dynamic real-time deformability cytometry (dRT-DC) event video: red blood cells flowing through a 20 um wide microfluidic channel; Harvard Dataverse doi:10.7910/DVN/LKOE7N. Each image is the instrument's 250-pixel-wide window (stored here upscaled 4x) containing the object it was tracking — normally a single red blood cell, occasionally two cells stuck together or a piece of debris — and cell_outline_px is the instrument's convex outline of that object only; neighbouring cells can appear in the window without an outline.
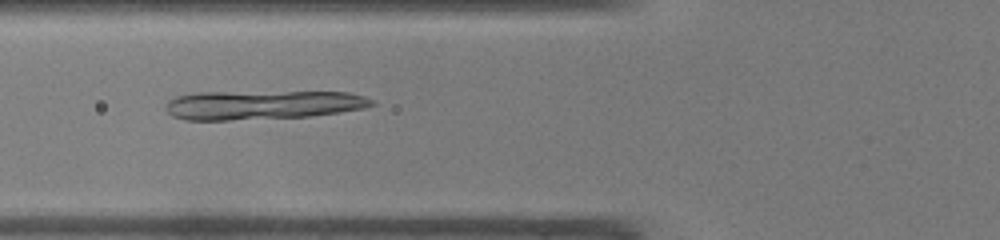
{"species": "common noctule bat (a hibernating species)", "species_latin": "Nyctalus noctula", "temperature_condition": "warm", "stored_images_in_passage": 36, "camera_frame_rate_fps": 3000, "um_per_image_px": 0.085, "animal": {"sex": "male", "body_mass_g": 19.0, "forearm_length_mm": 50.8}, "frame": {"image": 1, "passage_image": 7, "time_ms": 2.0, "image_size_px": [1000, 240], "cell_outline_px": [[376, 104], [364, 108], [340, 112], [308, 116], [228, 120], [184, 120], [172, 116], [164, 108], [168, 100], [176, 96], [192, 92], [348, 92], [364, 96], [372, 100]], "centroid_in_image_um": [22.25, 8.91], "position_along_channel_um": 103.5, "area_um2": 34.97}}
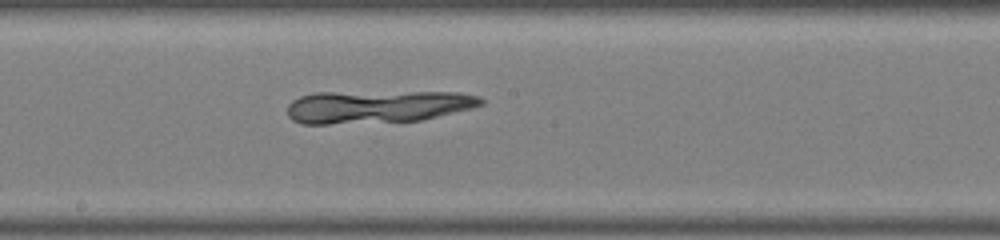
{"frame": {"image": 2, "passage_image": 15, "time_ms": 4.667, "image_size_px": [1000, 240], "cell_outline_px": [[484, 104], [472, 108], [420, 120], [328, 124], [304, 124], [292, 120], [288, 116], [288, 104], [292, 100], [300, 96], [316, 92], [460, 92], [480, 96], [484, 100]], "centroid_in_image_um": [32.06, 9.05], "position_along_channel_um": 216.1, "area_um2": 36.99}}
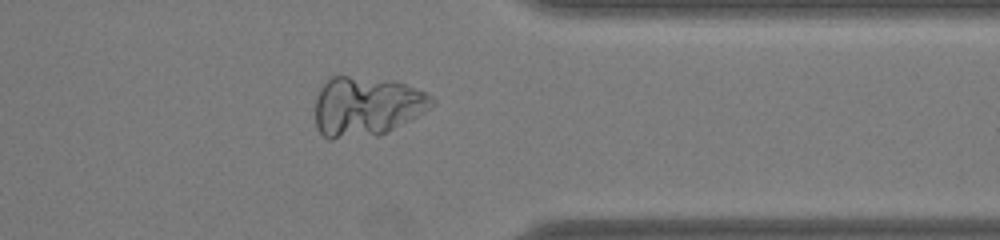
{"frame": {"image": 3, "passage_image": 27, "time_ms": 8.667, "image_size_px": [1000, 240], "cell_outline_px": [[436, 104], [416, 116], [380, 136], [332, 140], [328, 140], [316, 128], [316, 96], [320, 88], [332, 76], [348, 76], [396, 80], [428, 92], [436, 100]], "centroid_in_image_um": [31.17, 9.05], "position_along_channel_um": 380.2, "area_um2": 41.15}}